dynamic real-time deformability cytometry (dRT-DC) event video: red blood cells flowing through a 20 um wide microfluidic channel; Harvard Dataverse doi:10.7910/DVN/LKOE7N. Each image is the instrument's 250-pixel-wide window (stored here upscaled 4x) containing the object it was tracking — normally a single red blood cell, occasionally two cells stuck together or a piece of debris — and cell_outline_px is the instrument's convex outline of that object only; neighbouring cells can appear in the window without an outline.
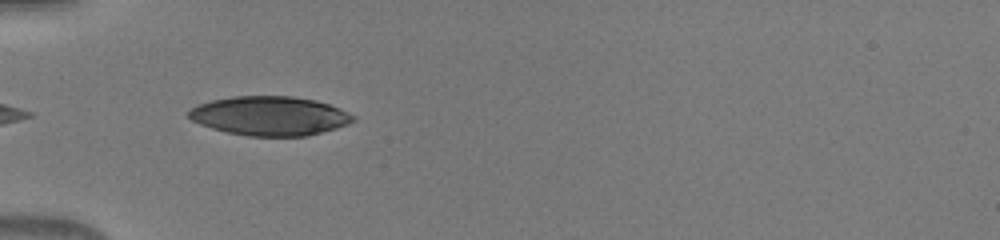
{"species": "human", "species_latin": "Homo sapiens", "temperature_condition": "warm", "stored_images_in_passage": 16, "camera_frame_rate_fps": 3000, "um_per_image_px": 0.085, "donor": {"sex": "male"}, "frame": {"image": 1, "passage_image": 1, "time_ms": 0.0, "image_size_px": [1000, 240], "cell_outline_px": [[356, 120], [348, 124], [336, 128], [308, 136], [248, 136], [228, 132], [212, 128], [200, 124], [192, 120], [188, 116], [188, 112], [192, 108], [200, 104], [212, 100], [232, 96], [292, 96], [316, 100], [340, 108], [356, 116]], "centroid_in_image_um": [22.97, 9.85], "position_along_channel_um": 62.0, "area_um2": 37.51}}
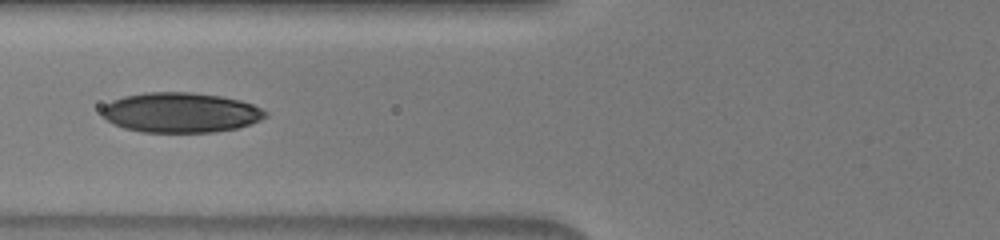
{"frame": {"image": 2, "passage_image": 5, "time_ms": 1.333, "image_size_px": [1000, 240], "cell_outline_px": [[268, 116], [252, 124], [236, 128], [216, 132], [140, 132], [124, 128], [100, 116], [100, 108], [104, 104], [112, 100], [124, 96], [144, 92], [192, 92], [220, 96], [240, 100], [252, 104], [268, 112]], "centroid_in_image_um": [15.33, 9.56], "position_along_channel_um": 110.5, "area_um2": 38.44}}
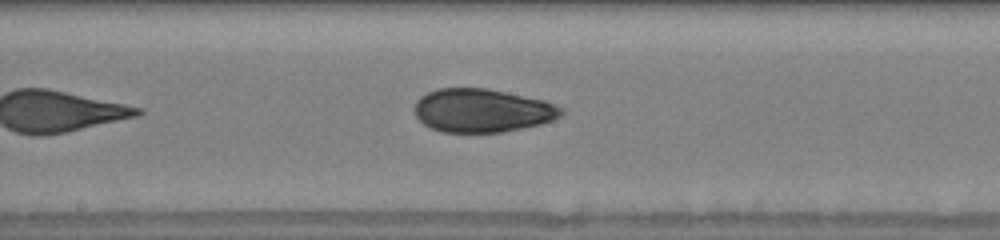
{"frame": {"image": 3, "passage_image": 12, "time_ms": 3.667, "image_size_px": [1000, 240], "cell_outline_px": [[564, 112], [560, 116], [552, 120], [540, 124], [500, 132], [444, 132], [432, 128], [424, 124], [416, 116], [412, 108], [416, 100], [420, 96], [436, 88], [488, 88], [544, 100], [564, 108]], "centroid_in_image_um": [40.95, 9.38], "position_along_channel_um": 207.2, "area_um2": 37.22}}